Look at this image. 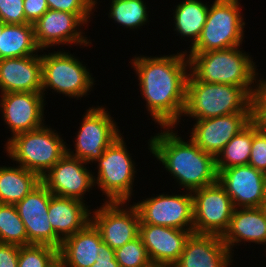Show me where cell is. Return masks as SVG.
Masks as SVG:
<instances>
[{"instance_id":"7a4b0ae2","label":"cell","mask_w":266,"mask_h":267,"mask_svg":"<svg viewBox=\"0 0 266 267\" xmlns=\"http://www.w3.org/2000/svg\"><path fill=\"white\" fill-rule=\"evenodd\" d=\"M160 128L163 130L148 140V149L180 187L192 192L217 182L213 155L204 152L191 139L186 142L173 126Z\"/></svg>"},{"instance_id":"5b68a950","label":"cell","mask_w":266,"mask_h":267,"mask_svg":"<svg viewBox=\"0 0 266 267\" xmlns=\"http://www.w3.org/2000/svg\"><path fill=\"white\" fill-rule=\"evenodd\" d=\"M47 126L44 124L35 130L16 134L5 144L10 159L40 177L67 153L66 142L60 133Z\"/></svg>"},{"instance_id":"7c38bea8","label":"cell","mask_w":266,"mask_h":267,"mask_svg":"<svg viewBox=\"0 0 266 267\" xmlns=\"http://www.w3.org/2000/svg\"><path fill=\"white\" fill-rule=\"evenodd\" d=\"M102 204L99 209L97 207L91 211V222L100 232L104 243L116 250L139 236L140 218L133 204L130 207L126 205L127 202Z\"/></svg>"},{"instance_id":"d590c367","label":"cell","mask_w":266,"mask_h":267,"mask_svg":"<svg viewBox=\"0 0 266 267\" xmlns=\"http://www.w3.org/2000/svg\"><path fill=\"white\" fill-rule=\"evenodd\" d=\"M249 165L266 174V133L260 130L253 136Z\"/></svg>"},{"instance_id":"9a60e30c","label":"cell","mask_w":266,"mask_h":267,"mask_svg":"<svg viewBox=\"0 0 266 267\" xmlns=\"http://www.w3.org/2000/svg\"><path fill=\"white\" fill-rule=\"evenodd\" d=\"M86 165L84 161L66 153L41 177V182L53 195L85 202V193L95 186L94 172L92 174Z\"/></svg>"},{"instance_id":"603a6c76","label":"cell","mask_w":266,"mask_h":267,"mask_svg":"<svg viewBox=\"0 0 266 267\" xmlns=\"http://www.w3.org/2000/svg\"><path fill=\"white\" fill-rule=\"evenodd\" d=\"M83 201L60 197L51 193L48 207L49 222L55 234L63 241L91 222V209Z\"/></svg>"},{"instance_id":"44dd1931","label":"cell","mask_w":266,"mask_h":267,"mask_svg":"<svg viewBox=\"0 0 266 267\" xmlns=\"http://www.w3.org/2000/svg\"><path fill=\"white\" fill-rule=\"evenodd\" d=\"M41 55L0 60V93L41 92Z\"/></svg>"},{"instance_id":"e0dca14e","label":"cell","mask_w":266,"mask_h":267,"mask_svg":"<svg viewBox=\"0 0 266 267\" xmlns=\"http://www.w3.org/2000/svg\"><path fill=\"white\" fill-rule=\"evenodd\" d=\"M83 24L76 14L49 9L33 25L36 43L42 52L57 44L88 47L91 40L83 35L85 33L80 29Z\"/></svg>"},{"instance_id":"d6a6232c","label":"cell","mask_w":266,"mask_h":267,"mask_svg":"<svg viewBox=\"0 0 266 267\" xmlns=\"http://www.w3.org/2000/svg\"><path fill=\"white\" fill-rule=\"evenodd\" d=\"M49 9L76 14L85 24L97 7V0H46ZM96 6V7H95Z\"/></svg>"},{"instance_id":"7402d4cb","label":"cell","mask_w":266,"mask_h":267,"mask_svg":"<svg viewBox=\"0 0 266 267\" xmlns=\"http://www.w3.org/2000/svg\"><path fill=\"white\" fill-rule=\"evenodd\" d=\"M222 241L232 253L240 242L266 245L265 207L235 208L228 229L221 236ZM266 250V249H265Z\"/></svg>"},{"instance_id":"f35d334b","label":"cell","mask_w":266,"mask_h":267,"mask_svg":"<svg viewBox=\"0 0 266 267\" xmlns=\"http://www.w3.org/2000/svg\"><path fill=\"white\" fill-rule=\"evenodd\" d=\"M91 267H120L115 258V250L102 241L98 259Z\"/></svg>"},{"instance_id":"6da1fadb","label":"cell","mask_w":266,"mask_h":267,"mask_svg":"<svg viewBox=\"0 0 266 267\" xmlns=\"http://www.w3.org/2000/svg\"><path fill=\"white\" fill-rule=\"evenodd\" d=\"M131 61L152 121L160 127L179 125L185 108L189 76L186 52L160 57L135 55Z\"/></svg>"},{"instance_id":"ffe728a7","label":"cell","mask_w":266,"mask_h":267,"mask_svg":"<svg viewBox=\"0 0 266 267\" xmlns=\"http://www.w3.org/2000/svg\"><path fill=\"white\" fill-rule=\"evenodd\" d=\"M232 258L221 236L192 233L172 267H230Z\"/></svg>"},{"instance_id":"4fadbf2b","label":"cell","mask_w":266,"mask_h":267,"mask_svg":"<svg viewBox=\"0 0 266 267\" xmlns=\"http://www.w3.org/2000/svg\"><path fill=\"white\" fill-rule=\"evenodd\" d=\"M51 192L41 182L20 202L15 204L27 232V245H48L59 250L62 240L49 222L48 207Z\"/></svg>"},{"instance_id":"83f0119b","label":"cell","mask_w":266,"mask_h":267,"mask_svg":"<svg viewBox=\"0 0 266 267\" xmlns=\"http://www.w3.org/2000/svg\"><path fill=\"white\" fill-rule=\"evenodd\" d=\"M257 131L255 125L250 122L236 134L215 158L216 170L222 171L223 169L249 164L252 140Z\"/></svg>"},{"instance_id":"277c9868","label":"cell","mask_w":266,"mask_h":267,"mask_svg":"<svg viewBox=\"0 0 266 267\" xmlns=\"http://www.w3.org/2000/svg\"><path fill=\"white\" fill-rule=\"evenodd\" d=\"M256 87L187 81L182 116L208 119L234 113H251V95Z\"/></svg>"},{"instance_id":"1f68e13d","label":"cell","mask_w":266,"mask_h":267,"mask_svg":"<svg viewBox=\"0 0 266 267\" xmlns=\"http://www.w3.org/2000/svg\"><path fill=\"white\" fill-rule=\"evenodd\" d=\"M120 267H154L140 236L115 250Z\"/></svg>"},{"instance_id":"ba28073f","label":"cell","mask_w":266,"mask_h":267,"mask_svg":"<svg viewBox=\"0 0 266 267\" xmlns=\"http://www.w3.org/2000/svg\"><path fill=\"white\" fill-rule=\"evenodd\" d=\"M42 94L46 89L65 94L69 98H83L92 90L94 78L89 69L80 62L79 58L69 51H54L42 54Z\"/></svg>"},{"instance_id":"9c48e42d","label":"cell","mask_w":266,"mask_h":267,"mask_svg":"<svg viewBox=\"0 0 266 267\" xmlns=\"http://www.w3.org/2000/svg\"><path fill=\"white\" fill-rule=\"evenodd\" d=\"M105 107H89L83 116L81 126L76 134L75 150L67 147L72 157L91 164L99 159L105 149L121 134L111 114Z\"/></svg>"},{"instance_id":"4316f807","label":"cell","mask_w":266,"mask_h":267,"mask_svg":"<svg viewBox=\"0 0 266 267\" xmlns=\"http://www.w3.org/2000/svg\"><path fill=\"white\" fill-rule=\"evenodd\" d=\"M173 12L174 31L182 37H187L193 47L206 23L209 5L200 0H183L175 6Z\"/></svg>"},{"instance_id":"ab89813d","label":"cell","mask_w":266,"mask_h":267,"mask_svg":"<svg viewBox=\"0 0 266 267\" xmlns=\"http://www.w3.org/2000/svg\"><path fill=\"white\" fill-rule=\"evenodd\" d=\"M50 267H67L66 264L58 257Z\"/></svg>"},{"instance_id":"8fae6325","label":"cell","mask_w":266,"mask_h":267,"mask_svg":"<svg viewBox=\"0 0 266 267\" xmlns=\"http://www.w3.org/2000/svg\"><path fill=\"white\" fill-rule=\"evenodd\" d=\"M139 214L140 224H153L181 230H193V196L188 191L181 194H159L133 204Z\"/></svg>"},{"instance_id":"484cf974","label":"cell","mask_w":266,"mask_h":267,"mask_svg":"<svg viewBox=\"0 0 266 267\" xmlns=\"http://www.w3.org/2000/svg\"><path fill=\"white\" fill-rule=\"evenodd\" d=\"M38 47L32 24H4L0 35V60L37 55Z\"/></svg>"},{"instance_id":"4dcf8cb0","label":"cell","mask_w":266,"mask_h":267,"mask_svg":"<svg viewBox=\"0 0 266 267\" xmlns=\"http://www.w3.org/2000/svg\"><path fill=\"white\" fill-rule=\"evenodd\" d=\"M59 257V250L48 245L20 246L18 267H50Z\"/></svg>"},{"instance_id":"8d00e7d4","label":"cell","mask_w":266,"mask_h":267,"mask_svg":"<svg viewBox=\"0 0 266 267\" xmlns=\"http://www.w3.org/2000/svg\"><path fill=\"white\" fill-rule=\"evenodd\" d=\"M23 4L25 19L32 25L49 10L46 0H24Z\"/></svg>"},{"instance_id":"cb8c5ba5","label":"cell","mask_w":266,"mask_h":267,"mask_svg":"<svg viewBox=\"0 0 266 267\" xmlns=\"http://www.w3.org/2000/svg\"><path fill=\"white\" fill-rule=\"evenodd\" d=\"M101 234L92 222L65 238L59 248V258L67 267H91L99 256Z\"/></svg>"},{"instance_id":"30bf717a","label":"cell","mask_w":266,"mask_h":267,"mask_svg":"<svg viewBox=\"0 0 266 267\" xmlns=\"http://www.w3.org/2000/svg\"><path fill=\"white\" fill-rule=\"evenodd\" d=\"M193 233L222 236L235 209L232 199L217 181L192 191Z\"/></svg>"},{"instance_id":"ac0fdd59","label":"cell","mask_w":266,"mask_h":267,"mask_svg":"<svg viewBox=\"0 0 266 267\" xmlns=\"http://www.w3.org/2000/svg\"><path fill=\"white\" fill-rule=\"evenodd\" d=\"M196 120L190 139L215 158L224 146L251 122V113H234Z\"/></svg>"},{"instance_id":"d6986e66","label":"cell","mask_w":266,"mask_h":267,"mask_svg":"<svg viewBox=\"0 0 266 267\" xmlns=\"http://www.w3.org/2000/svg\"><path fill=\"white\" fill-rule=\"evenodd\" d=\"M192 233L193 230L139 224V236L154 267H172Z\"/></svg>"},{"instance_id":"f1b7e54d","label":"cell","mask_w":266,"mask_h":267,"mask_svg":"<svg viewBox=\"0 0 266 267\" xmlns=\"http://www.w3.org/2000/svg\"><path fill=\"white\" fill-rule=\"evenodd\" d=\"M144 0H111L108 17L125 28L140 29L148 23V13Z\"/></svg>"},{"instance_id":"52a82bcc","label":"cell","mask_w":266,"mask_h":267,"mask_svg":"<svg viewBox=\"0 0 266 267\" xmlns=\"http://www.w3.org/2000/svg\"><path fill=\"white\" fill-rule=\"evenodd\" d=\"M126 147L124 137H117L94 163L97 165V177L94 185L103 191L106 202H130L133 183L136 177L135 162Z\"/></svg>"},{"instance_id":"74e56055","label":"cell","mask_w":266,"mask_h":267,"mask_svg":"<svg viewBox=\"0 0 266 267\" xmlns=\"http://www.w3.org/2000/svg\"><path fill=\"white\" fill-rule=\"evenodd\" d=\"M20 246L0 243V267H18Z\"/></svg>"},{"instance_id":"3957f363","label":"cell","mask_w":266,"mask_h":267,"mask_svg":"<svg viewBox=\"0 0 266 267\" xmlns=\"http://www.w3.org/2000/svg\"><path fill=\"white\" fill-rule=\"evenodd\" d=\"M239 48L240 46H235L223 50L190 54L186 51L189 61L187 81L257 87L259 73L256 71L258 70L256 62L250 54Z\"/></svg>"},{"instance_id":"60d3db41","label":"cell","mask_w":266,"mask_h":267,"mask_svg":"<svg viewBox=\"0 0 266 267\" xmlns=\"http://www.w3.org/2000/svg\"><path fill=\"white\" fill-rule=\"evenodd\" d=\"M2 30H3V23L0 21V35L2 34Z\"/></svg>"},{"instance_id":"836d02e7","label":"cell","mask_w":266,"mask_h":267,"mask_svg":"<svg viewBox=\"0 0 266 267\" xmlns=\"http://www.w3.org/2000/svg\"><path fill=\"white\" fill-rule=\"evenodd\" d=\"M251 122L258 130L266 133V78H259L251 95Z\"/></svg>"},{"instance_id":"d4e9b609","label":"cell","mask_w":266,"mask_h":267,"mask_svg":"<svg viewBox=\"0 0 266 267\" xmlns=\"http://www.w3.org/2000/svg\"><path fill=\"white\" fill-rule=\"evenodd\" d=\"M41 183V177L21 166H0V203L16 204Z\"/></svg>"},{"instance_id":"8992f818","label":"cell","mask_w":266,"mask_h":267,"mask_svg":"<svg viewBox=\"0 0 266 267\" xmlns=\"http://www.w3.org/2000/svg\"><path fill=\"white\" fill-rule=\"evenodd\" d=\"M238 0H215L209 5L206 23L189 53H203L240 46L245 21Z\"/></svg>"},{"instance_id":"5bb4252c","label":"cell","mask_w":266,"mask_h":267,"mask_svg":"<svg viewBox=\"0 0 266 267\" xmlns=\"http://www.w3.org/2000/svg\"><path fill=\"white\" fill-rule=\"evenodd\" d=\"M217 181L232 199L235 208L264 207L266 174L247 165L217 171Z\"/></svg>"},{"instance_id":"e575fe53","label":"cell","mask_w":266,"mask_h":267,"mask_svg":"<svg viewBox=\"0 0 266 267\" xmlns=\"http://www.w3.org/2000/svg\"><path fill=\"white\" fill-rule=\"evenodd\" d=\"M24 0H0V21L4 24H29L25 19Z\"/></svg>"},{"instance_id":"f546056e","label":"cell","mask_w":266,"mask_h":267,"mask_svg":"<svg viewBox=\"0 0 266 267\" xmlns=\"http://www.w3.org/2000/svg\"><path fill=\"white\" fill-rule=\"evenodd\" d=\"M0 243L27 245V232L14 204L0 203Z\"/></svg>"},{"instance_id":"2e32d148","label":"cell","mask_w":266,"mask_h":267,"mask_svg":"<svg viewBox=\"0 0 266 267\" xmlns=\"http://www.w3.org/2000/svg\"><path fill=\"white\" fill-rule=\"evenodd\" d=\"M2 118L13 137L44 125V95L42 92L1 93Z\"/></svg>"}]
</instances>
